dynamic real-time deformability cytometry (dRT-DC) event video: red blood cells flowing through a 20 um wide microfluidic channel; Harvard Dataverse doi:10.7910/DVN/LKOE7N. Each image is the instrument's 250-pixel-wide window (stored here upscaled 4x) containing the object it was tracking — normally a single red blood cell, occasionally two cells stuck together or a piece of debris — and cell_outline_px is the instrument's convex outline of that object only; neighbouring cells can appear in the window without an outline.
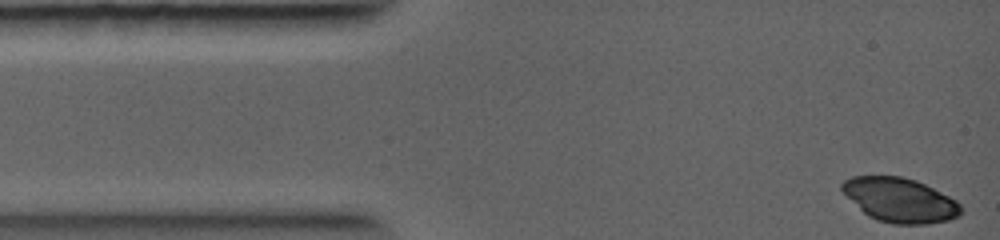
{"species": "common noctule bat (a hibernating species)", "species_latin": "Nyctalus noctula", "temperature_condition": "warm", "stored_images_in_passage": 2, "camera_frame_rate_fps": 5000, "um_per_image_px": 0.085, "animal": {"sex": "female", "body_mass_g": 19.0, "forearm_length_mm": 56.7}, "frame": {"image": 1, "passage_image": 1, "time_ms": 0.0, "image_size_px": [1000, 240], "cell_outline_px": [[964, 212], [960, 216], [948, 220], [924, 224], [892, 224], [876, 220], [868, 216], [840, 188], [840, 184], [844, 180], [852, 176], [900, 176], [916, 180], [956, 200], [960, 204]], "centroid_in_image_um": [76.52, 17.01], "position_along_channel_um": 8.5, "area_um2": 30.58}}